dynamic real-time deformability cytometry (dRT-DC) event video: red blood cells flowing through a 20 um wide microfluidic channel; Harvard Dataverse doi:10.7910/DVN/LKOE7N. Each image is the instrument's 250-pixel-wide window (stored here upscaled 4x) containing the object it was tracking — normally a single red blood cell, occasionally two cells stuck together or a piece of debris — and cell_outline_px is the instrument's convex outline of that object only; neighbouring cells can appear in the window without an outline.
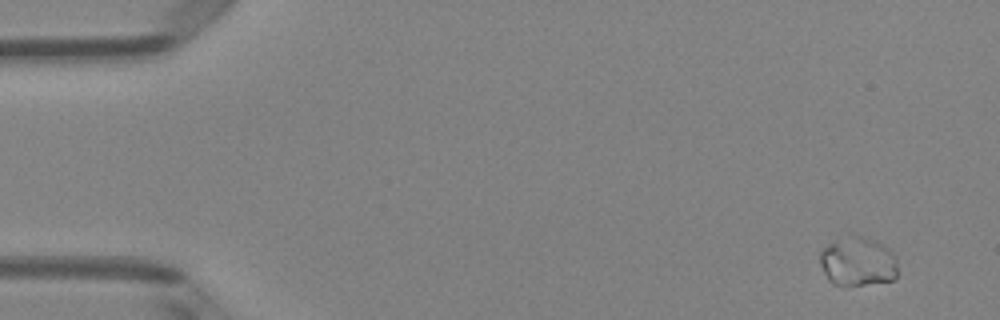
{"species": "Egyptian fruit bat (a non-hibernating species)", "species_latin": "Rousettus aegyptiacus", "temperature_condition": "room temperature", "stored_images_in_passage": 6, "camera_frame_rate_fps": 3000, "um_per_image_px": 0.085, "animal": {"sex": "female"}, "frame": {"image": 1, "passage_image": 1, "time_ms": 0.0, "image_size_px": [1000, 320], "cell_outline_px": [[896, 280], [844, 288], [832, 284], [828, 280], [820, 264], [820, 252], [840, 232], [848, 232], [872, 240], [888, 248], [896, 256]], "centroid_in_image_um": [72.86, 22.23], "position_along_channel_um": 12.1, "area_um2": 23.29}}
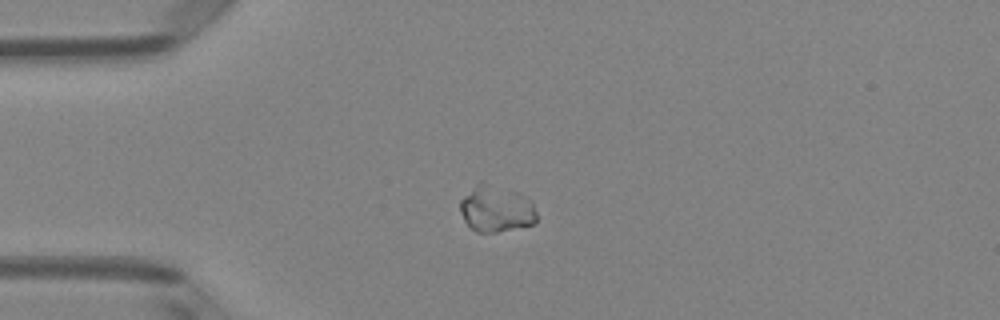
{"frame": {"image": 2, "passage_image": 4, "time_ms": 1.0, "image_size_px": [1000, 320], "cell_outline_px": [[536, 220], [532, 224], [496, 232], [476, 232], [464, 220], [460, 212], [460, 200], [476, 184], [480, 184], [516, 192], [532, 200], [536, 212]], "centroid_in_image_um": [42.17, 17.79], "position_along_channel_um": 42.8, "area_um2": 20.06}}
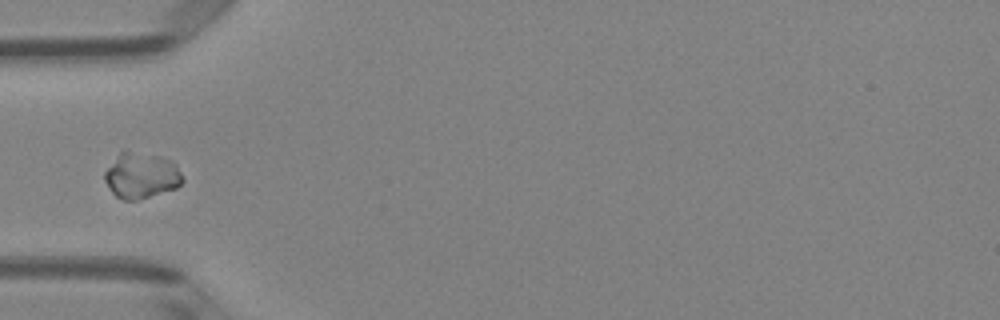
{"frame": {"image": 3, "passage_image": 5, "time_ms": 1.333, "image_size_px": [1000, 320], "cell_outline_px": [[184, 180], [176, 188], [136, 200], [124, 200], [116, 196], [112, 192], [104, 180], [104, 172], [120, 152], [124, 148], [160, 156], [172, 160], [176, 164]], "centroid_in_image_um": [12.0, 14.88], "position_along_channel_um": 73.0, "area_um2": 20.92}}